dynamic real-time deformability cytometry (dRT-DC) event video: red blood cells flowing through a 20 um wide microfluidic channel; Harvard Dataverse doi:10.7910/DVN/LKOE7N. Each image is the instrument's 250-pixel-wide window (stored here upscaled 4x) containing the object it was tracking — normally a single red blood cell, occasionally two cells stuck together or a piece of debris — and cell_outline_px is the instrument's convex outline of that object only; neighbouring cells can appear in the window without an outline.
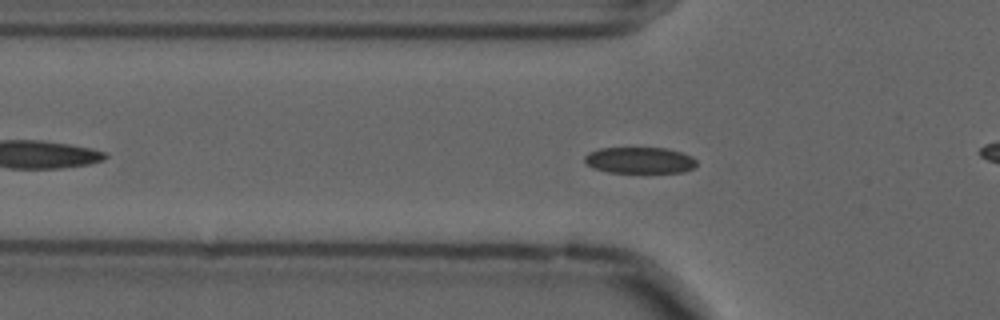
{"species": "common noctule bat (a hibernating species)", "species_latin": "Nyctalus noctula", "temperature_condition": "cold", "stored_images_in_passage": 50, "camera_frame_rate_fps": 3000, "um_per_image_px": 0.085, "animal": {"sex": "male", "forearm_length_mm": 52.5}, "frame": {"image": 1, "passage_image": 11, "time_ms": 3.333, "image_size_px": [1000, 320], "cell_outline_px": [[696, 164], [692, 168], [684, 172], [608, 172], [592, 168], [584, 160], [584, 156], [588, 152], [600, 148], [668, 148], [692, 156], [696, 160]], "centroid_in_image_um": [54.35, 13.62], "position_along_channel_um": 71.4, "area_um2": 17.11}}
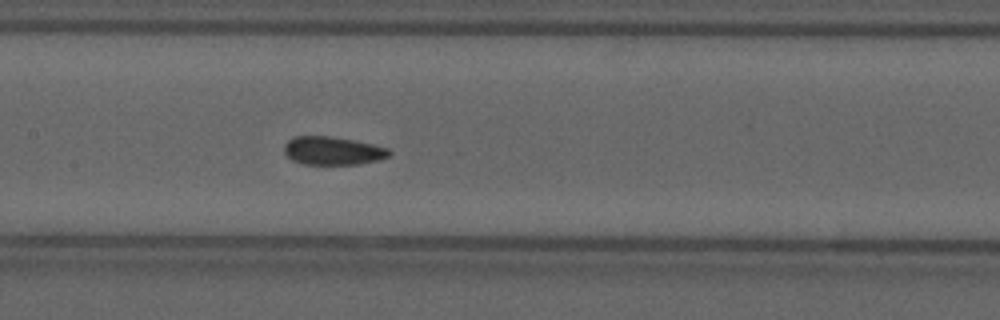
{"frame": {"image": 2, "passage_image": 20, "time_ms": 6.333, "image_size_px": [1000, 320], "cell_outline_px": [[392, 152], [388, 156], [380, 160], [360, 164], [304, 164], [292, 160], [284, 152], [284, 144], [292, 136], [328, 136], [352, 140], [372, 144], [388, 148]], "centroid_in_image_um": [28.27, 12.81], "position_along_channel_um": 179.1, "area_um2": 17.28}}
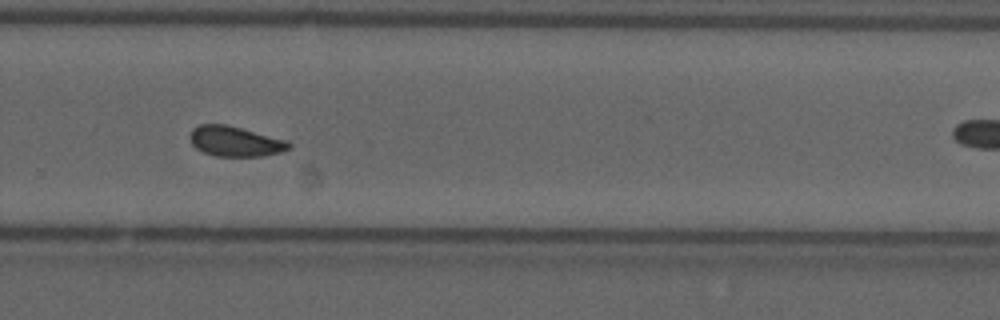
{"frame": {"image": 3, "passage_image": 31, "time_ms": 10.0, "image_size_px": [1000, 320], "cell_outline_px": [[292, 148], [280, 152], [260, 156], [216, 156], [204, 152], [196, 148], [192, 144], [188, 136], [192, 128], [200, 124], [224, 124], [288, 140], [292, 144]], "centroid_in_image_um": [19.98, 12.01], "position_along_channel_um": 309.8, "area_um2": 17.4}, "authors_computed_cell_mechanics": {"area_um2": 17.6868, "velocity_mm_per_s": 3.5807, "shape_relaxation_time_tau1_ms": 7.8302, "shape_relaxation_time_tau2_ms": 1.4677, "deformation_change_tau1": 0.0899, "deformation_change_tau2": 0.053}}